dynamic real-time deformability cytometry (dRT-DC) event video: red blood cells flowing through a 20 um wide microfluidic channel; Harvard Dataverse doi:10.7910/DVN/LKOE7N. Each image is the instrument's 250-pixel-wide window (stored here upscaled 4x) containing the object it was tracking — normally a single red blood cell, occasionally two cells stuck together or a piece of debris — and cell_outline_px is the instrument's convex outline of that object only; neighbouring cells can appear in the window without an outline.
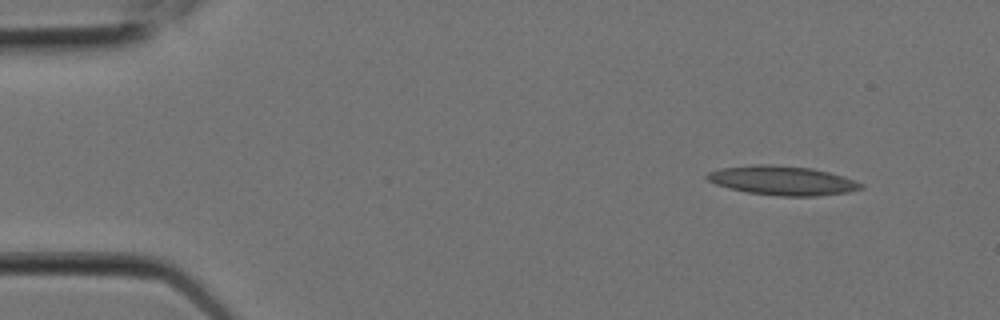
{"species": "Egyptian fruit bat (a non-hibernating species)", "species_latin": "Rousettus aegyptiacus", "temperature_condition": "room temperature", "stored_images_in_passage": 9, "camera_frame_rate_fps": 3000, "um_per_image_px": 0.085, "animal": {"sex": "female"}, "frame": {"image": 1, "passage_image": 1, "time_ms": 0.0, "image_size_px": [1000, 320], "cell_outline_px": [[864, 188], [848, 192], [816, 196], [780, 196], [748, 192], [728, 188], [716, 184], [708, 180], [704, 176], [708, 172], [720, 168], [752, 164], [772, 164], [812, 168], [844, 176], [864, 184]], "centroid_in_image_um": [66.5, 15.33], "position_along_channel_um": 18.5, "area_um2": 26.3}}
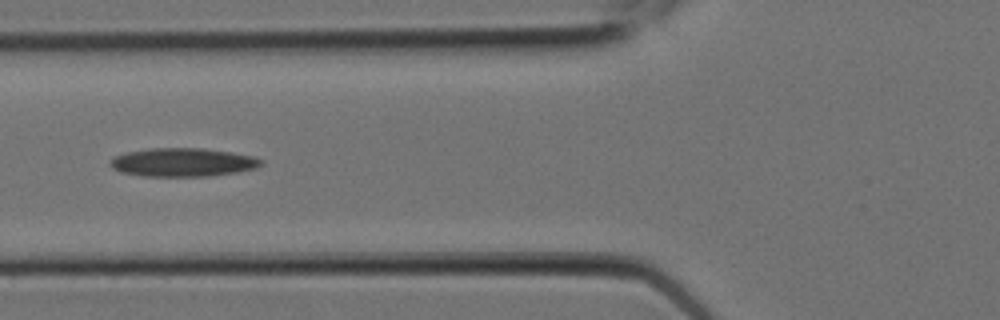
{"frame": {"image": 2, "passage_image": 6, "time_ms": 1.667, "image_size_px": [1000, 320], "cell_outline_px": [[264, 164], [256, 168], [236, 172], [208, 176], [144, 176], [120, 172], [112, 168], [108, 164], [108, 160], [124, 152], [148, 148], [204, 148], [232, 152], [252, 156], [264, 160]], "centroid_in_image_um": [15.51, 13.79], "position_along_channel_um": 110.3, "area_um2": 25.32}}
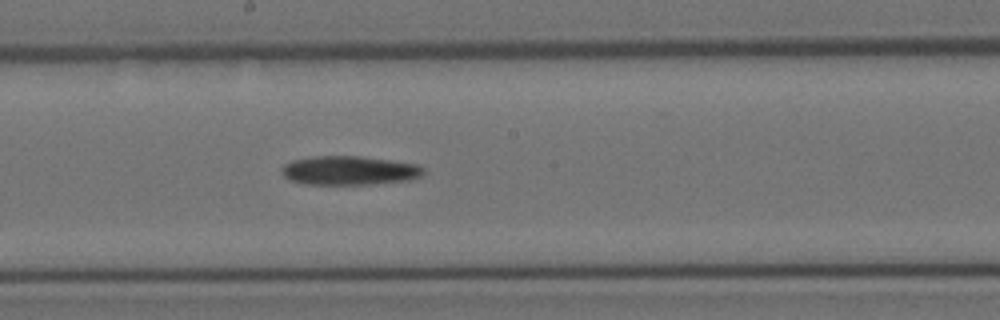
{"frame": {"image": 3, "passage_image": 9, "time_ms": 2.667, "image_size_px": [1000, 320], "cell_outline_px": [[424, 172], [420, 176], [408, 180], [372, 184], [308, 184], [288, 180], [280, 172], [280, 168], [284, 164], [292, 160], [312, 156], [360, 156], [420, 164], [424, 168]], "centroid_in_image_um": [29.66, 14.48], "position_along_channel_um": 218.5, "area_um2": 24.1}}